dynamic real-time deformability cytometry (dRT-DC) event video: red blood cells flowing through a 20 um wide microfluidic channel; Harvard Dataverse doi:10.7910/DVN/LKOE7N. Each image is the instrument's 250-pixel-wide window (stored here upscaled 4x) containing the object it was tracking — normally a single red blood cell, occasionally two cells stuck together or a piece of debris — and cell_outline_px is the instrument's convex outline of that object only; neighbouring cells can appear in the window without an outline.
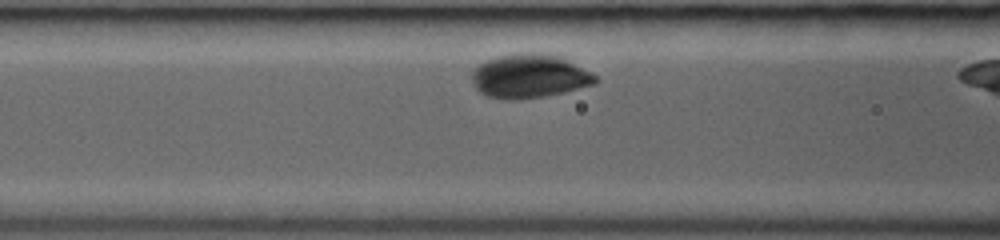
{"species": "common noctule bat (a hibernating species)", "species_latin": "Nyctalus noctula", "temperature_condition": "room temperature", "stored_images_in_passage": 26, "camera_frame_rate_fps": 3000, "um_per_image_px": 0.085, "animal": {"sex": "female", "body_mass_g": 19.0, "forearm_length_mm": 53.3}, "frame": {"image": 1, "passage_image": 6, "time_ms": 1.667, "image_size_px": [1000, 240], "cell_outline_px": [[600, 80], [596, 84], [564, 92], [544, 96], [520, 100], [508, 100], [488, 96], [480, 92], [476, 88], [472, 80], [472, 72], [480, 64], [496, 56], [520, 52], [540, 52], [560, 56], [596, 76]], "centroid_in_image_um": [45.0, 6.47], "position_along_channel_um": 121.6, "area_um2": 31.62}}
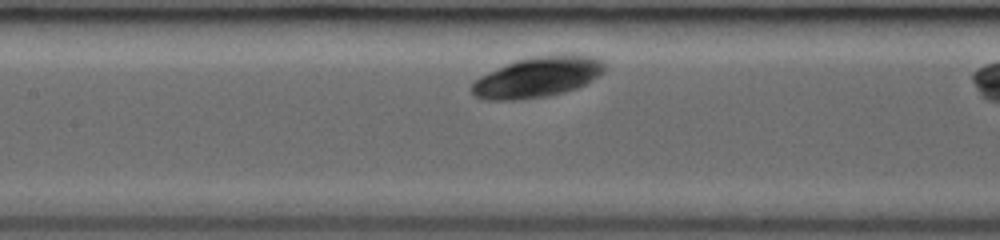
{"frame": {"image": 2, "passage_image": 9, "time_ms": 2.667, "image_size_px": [1000, 240], "cell_outline_px": [[608, 68], [604, 72], [592, 80], [576, 88], [564, 92], [548, 96], [520, 100], [484, 100], [476, 96], [472, 92], [472, 84], [480, 76], [488, 72], [516, 60], [532, 56], [556, 52], [576, 52], [592, 56], [604, 60]], "centroid_in_image_um": [45.78, 6.5], "position_along_channel_um": 161.6, "area_um2": 32.25}}